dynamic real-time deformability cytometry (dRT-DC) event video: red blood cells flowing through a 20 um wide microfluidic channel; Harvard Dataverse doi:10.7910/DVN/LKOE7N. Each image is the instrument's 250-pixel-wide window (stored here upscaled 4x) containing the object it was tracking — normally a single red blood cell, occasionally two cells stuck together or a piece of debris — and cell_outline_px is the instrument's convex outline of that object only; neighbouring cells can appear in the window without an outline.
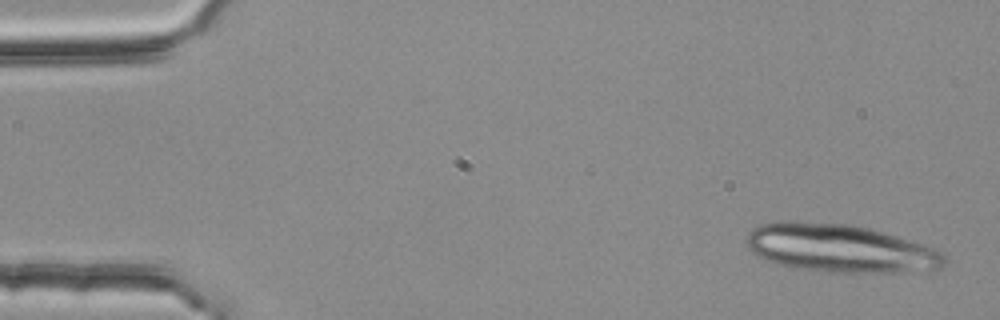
{"species": "common noctule bat (a hibernating species)", "species_latin": "Nyctalus noctula", "temperature_condition": "room temperature", "stored_images_in_passage": 4, "camera_frame_rate_fps": 3000, "um_per_image_px": 0.085, "animal": {"sex": "female", "body_mass_g": 25.1}, "frame": {"image": 1, "passage_image": 1, "time_ms": 0.0, "image_size_px": [1000, 320], "cell_outline_px": [[944, 264], [940, 268], [896, 272], [828, 272], [800, 268], [780, 264], [756, 256], [748, 248], [744, 240], [748, 232], [752, 228], [760, 224], [772, 220], [792, 220], [852, 224], [872, 228], [932, 248], [940, 252], [944, 256]], "centroid_in_image_um": [71.28, 21.07], "position_along_channel_um": 13.7, "area_um2": 55.49}}